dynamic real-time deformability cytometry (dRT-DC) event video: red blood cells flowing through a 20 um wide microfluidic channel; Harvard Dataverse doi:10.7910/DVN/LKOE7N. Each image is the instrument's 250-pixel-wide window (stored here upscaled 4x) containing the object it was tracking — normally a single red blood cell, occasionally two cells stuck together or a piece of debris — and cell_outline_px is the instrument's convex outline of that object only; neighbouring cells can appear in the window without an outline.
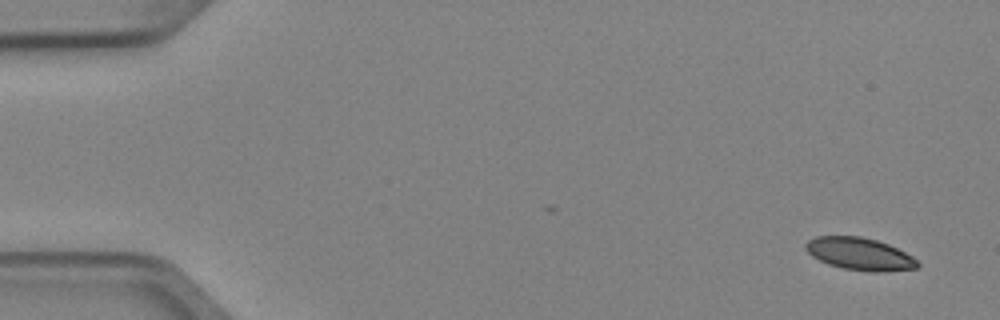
{"species": "Egyptian fruit bat (a non-hibernating species)", "species_latin": "Rousettus aegyptiacus", "temperature_condition": "cold", "stored_images_in_passage": 5, "camera_frame_rate_fps": 3000, "um_per_image_px": 0.085, "animal": {"sex": "female"}, "frame": {"image": 1, "passage_image": 1, "time_ms": 0.0, "image_size_px": [1000, 320], "cell_outline_px": [[920, 264], [916, 268], [880, 272], [872, 272], [844, 268], [828, 264], [812, 256], [804, 248], [804, 244], [808, 240], [816, 236], [860, 236], [876, 240], [888, 244], [912, 256]], "centroid_in_image_um": [73.04, 21.57], "position_along_channel_um": 12.0, "area_um2": 20.98}}
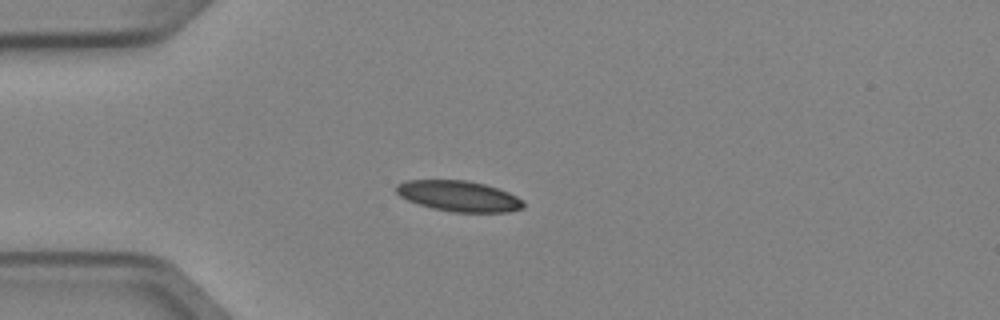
{"frame": {"image": 2, "passage_image": 4, "time_ms": 1.0, "image_size_px": [1000, 320], "cell_outline_px": [[524, 208], [508, 212], [452, 212], [432, 208], [408, 200], [400, 196], [396, 192], [396, 184], [404, 180], [468, 180], [484, 184], [508, 192], [524, 200]], "centroid_in_image_um": [39.0, 16.66], "position_along_channel_um": 46.0, "area_um2": 22.77}}